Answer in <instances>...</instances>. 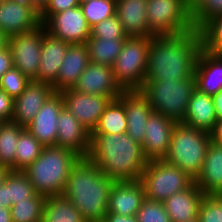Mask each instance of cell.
<instances>
[{"mask_svg": "<svg viewBox=\"0 0 222 222\" xmlns=\"http://www.w3.org/2000/svg\"><path fill=\"white\" fill-rule=\"evenodd\" d=\"M202 48L203 36L196 29L173 36H152L145 81L195 79L196 61Z\"/></svg>", "mask_w": 222, "mask_h": 222, "instance_id": "obj_1", "label": "cell"}, {"mask_svg": "<svg viewBox=\"0 0 222 222\" xmlns=\"http://www.w3.org/2000/svg\"><path fill=\"white\" fill-rule=\"evenodd\" d=\"M88 158L115 182L140 181L149 161L127 133L91 134Z\"/></svg>", "mask_w": 222, "mask_h": 222, "instance_id": "obj_2", "label": "cell"}, {"mask_svg": "<svg viewBox=\"0 0 222 222\" xmlns=\"http://www.w3.org/2000/svg\"><path fill=\"white\" fill-rule=\"evenodd\" d=\"M114 183L88 157H80L71 168L62 195L80 211L86 222H102Z\"/></svg>", "mask_w": 222, "mask_h": 222, "instance_id": "obj_3", "label": "cell"}, {"mask_svg": "<svg viewBox=\"0 0 222 222\" xmlns=\"http://www.w3.org/2000/svg\"><path fill=\"white\" fill-rule=\"evenodd\" d=\"M80 156L60 146H45L39 157L23 172L37 194L62 195L72 166Z\"/></svg>", "mask_w": 222, "mask_h": 222, "instance_id": "obj_4", "label": "cell"}, {"mask_svg": "<svg viewBox=\"0 0 222 222\" xmlns=\"http://www.w3.org/2000/svg\"><path fill=\"white\" fill-rule=\"evenodd\" d=\"M209 132L176 123L172 131L168 153L163 159L187 173L195 180L201 173L208 145Z\"/></svg>", "mask_w": 222, "mask_h": 222, "instance_id": "obj_5", "label": "cell"}, {"mask_svg": "<svg viewBox=\"0 0 222 222\" xmlns=\"http://www.w3.org/2000/svg\"><path fill=\"white\" fill-rule=\"evenodd\" d=\"M196 90L195 79L179 81H145L140 91L147 97L152 110L177 123L183 121L188 103Z\"/></svg>", "mask_w": 222, "mask_h": 222, "instance_id": "obj_6", "label": "cell"}, {"mask_svg": "<svg viewBox=\"0 0 222 222\" xmlns=\"http://www.w3.org/2000/svg\"><path fill=\"white\" fill-rule=\"evenodd\" d=\"M151 37L130 36L125 39L112 69L123 90H140L147 72Z\"/></svg>", "mask_w": 222, "mask_h": 222, "instance_id": "obj_7", "label": "cell"}, {"mask_svg": "<svg viewBox=\"0 0 222 222\" xmlns=\"http://www.w3.org/2000/svg\"><path fill=\"white\" fill-rule=\"evenodd\" d=\"M149 37L173 36L194 30L190 0H147Z\"/></svg>", "mask_w": 222, "mask_h": 222, "instance_id": "obj_8", "label": "cell"}, {"mask_svg": "<svg viewBox=\"0 0 222 222\" xmlns=\"http://www.w3.org/2000/svg\"><path fill=\"white\" fill-rule=\"evenodd\" d=\"M140 181L144 185L145 198L161 202L194 183L187 173L163 159L148 161Z\"/></svg>", "mask_w": 222, "mask_h": 222, "instance_id": "obj_9", "label": "cell"}, {"mask_svg": "<svg viewBox=\"0 0 222 222\" xmlns=\"http://www.w3.org/2000/svg\"><path fill=\"white\" fill-rule=\"evenodd\" d=\"M44 28L41 23L33 30L12 35L9 40L13 66L31 81L37 78L39 71Z\"/></svg>", "mask_w": 222, "mask_h": 222, "instance_id": "obj_10", "label": "cell"}, {"mask_svg": "<svg viewBox=\"0 0 222 222\" xmlns=\"http://www.w3.org/2000/svg\"><path fill=\"white\" fill-rule=\"evenodd\" d=\"M44 25L47 32L69 44L86 43L91 36L80 6L53 14Z\"/></svg>", "mask_w": 222, "mask_h": 222, "instance_id": "obj_11", "label": "cell"}, {"mask_svg": "<svg viewBox=\"0 0 222 222\" xmlns=\"http://www.w3.org/2000/svg\"><path fill=\"white\" fill-rule=\"evenodd\" d=\"M61 94L64 98V106L90 133L95 129L106 106L112 100L108 96L79 93L72 88L62 90Z\"/></svg>", "mask_w": 222, "mask_h": 222, "instance_id": "obj_12", "label": "cell"}, {"mask_svg": "<svg viewBox=\"0 0 222 222\" xmlns=\"http://www.w3.org/2000/svg\"><path fill=\"white\" fill-rule=\"evenodd\" d=\"M72 89L83 94L108 96L112 100L124 91L115 80L112 67L91 62Z\"/></svg>", "mask_w": 222, "mask_h": 222, "instance_id": "obj_13", "label": "cell"}, {"mask_svg": "<svg viewBox=\"0 0 222 222\" xmlns=\"http://www.w3.org/2000/svg\"><path fill=\"white\" fill-rule=\"evenodd\" d=\"M176 123L173 119L156 112L149 116L141 144L144 155L149 161L165 158Z\"/></svg>", "mask_w": 222, "mask_h": 222, "instance_id": "obj_14", "label": "cell"}, {"mask_svg": "<svg viewBox=\"0 0 222 222\" xmlns=\"http://www.w3.org/2000/svg\"><path fill=\"white\" fill-rule=\"evenodd\" d=\"M63 106V95L54 92L25 127L44 147L56 145L58 117Z\"/></svg>", "mask_w": 222, "mask_h": 222, "instance_id": "obj_15", "label": "cell"}, {"mask_svg": "<svg viewBox=\"0 0 222 222\" xmlns=\"http://www.w3.org/2000/svg\"><path fill=\"white\" fill-rule=\"evenodd\" d=\"M55 92L51 84L30 81L25 90L14 99L11 121L23 127L29 125L47 99Z\"/></svg>", "mask_w": 222, "mask_h": 222, "instance_id": "obj_16", "label": "cell"}, {"mask_svg": "<svg viewBox=\"0 0 222 222\" xmlns=\"http://www.w3.org/2000/svg\"><path fill=\"white\" fill-rule=\"evenodd\" d=\"M56 146L70 149L80 157H88L91 133L63 106L58 117Z\"/></svg>", "mask_w": 222, "mask_h": 222, "instance_id": "obj_17", "label": "cell"}, {"mask_svg": "<svg viewBox=\"0 0 222 222\" xmlns=\"http://www.w3.org/2000/svg\"><path fill=\"white\" fill-rule=\"evenodd\" d=\"M118 99L126 112V133L142 144L149 116L154 112L147 97L140 90H124Z\"/></svg>", "mask_w": 222, "mask_h": 222, "instance_id": "obj_18", "label": "cell"}, {"mask_svg": "<svg viewBox=\"0 0 222 222\" xmlns=\"http://www.w3.org/2000/svg\"><path fill=\"white\" fill-rule=\"evenodd\" d=\"M40 10L4 0L0 3V30L9 37L35 29L41 24Z\"/></svg>", "mask_w": 222, "mask_h": 222, "instance_id": "obj_19", "label": "cell"}, {"mask_svg": "<svg viewBox=\"0 0 222 222\" xmlns=\"http://www.w3.org/2000/svg\"><path fill=\"white\" fill-rule=\"evenodd\" d=\"M145 199L141 181L115 182L109 193L107 213L136 215Z\"/></svg>", "mask_w": 222, "mask_h": 222, "instance_id": "obj_20", "label": "cell"}, {"mask_svg": "<svg viewBox=\"0 0 222 222\" xmlns=\"http://www.w3.org/2000/svg\"><path fill=\"white\" fill-rule=\"evenodd\" d=\"M69 43L43 29V42L37 78L34 81L53 85L58 77Z\"/></svg>", "mask_w": 222, "mask_h": 222, "instance_id": "obj_21", "label": "cell"}, {"mask_svg": "<svg viewBox=\"0 0 222 222\" xmlns=\"http://www.w3.org/2000/svg\"><path fill=\"white\" fill-rule=\"evenodd\" d=\"M194 78L196 89L213 96L222 89V56L202 48L199 52Z\"/></svg>", "mask_w": 222, "mask_h": 222, "instance_id": "obj_22", "label": "cell"}, {"mask_svg": "<svg viewBox=\"0 0 222 222\" xmlns=\"http://www.w3.org/2000/svg\"><path fill=\"white\" fill-rule=\"evenodd\" d=\"M204 195L194 182L189 188L171 195L162 203L171 222H193L198 219V210Z\"/></svg>", "mask_w": 222, "mask_h": 222, "instance_id": "obj_23", "label": "cell"}, {"mask_svg": "<svg viewBox=\"0 0 222 222\" xmlns=\"http://www.w3.org/2000/svg\"><path fill=\"white\" fill-rule=\"evenodd\" d=\"M89 63L86 43L70 44L59 69L57 80L52 85L55 92L73 88Z\"/></svg>", "mask_w": 222, "mask_h": 222, "instance_id": "obj_24", "label": "cell"}, {"mask_svg": "<svg viewBox=\"0 0 222 222\" xmlns=\"http://www.w3.org/2000/svg\"><path fill=\"white\" fill-rule=\"evenodd\" d=\"M146 6L147 0H116V15L128 37H149Z\"/></svg>", "mask_w": 222, "mask_h": 222, "instance_id": "obj_25", "label": "cell"}, {"mask_svg": "<svg viewBox=\"0 0 222 222\" xmlns=\"http://www.w3.org/2000/svg\"><path fill=\"white\" fill-rule=\"evenodd\" d=\"M194 182L205 195L222 193V144L210 142L201 173Z\"/></svg>", "mask_w": 222, "mask_h": 222, "instance_id": "obj_26", "label": "cell"}, {"mask_svg": "<svg viewBox=\"0 0 222 222\" xmlns=\"http://www.w3.org/2000/svg\"><path fill=\"white\" fill-rule=\"evenodd\" d=\"M216 121L212 96L196 89L189 100L187 113L181 123L210 133Z\"/></svg>", "mask_w": 222, "mask_h": 222, "instance_id": "obj_27", "label": "cell"}, {"mask_svg": "<svg viewBox=\"0 0 222 222\" xmlns=\"http://www.w3.org/2000/svg\"><path fill=\"white\" fill-rule=\"evenodd\" d=\"M42 222H86L80 211L63 195L47 196Z\"/></svg>", "mask_w": 222, "mask_h": 222, "instance_id": "obj_28", "label": "cell"}, {"mask_svg": "<svg viewBox=\"0 0 222 222\" xmlns=\"http://www.w3.org/2000/svg\"><path fill=\"white\" fill-rule=\"evenodd\" d=\"M124 104L117 98L111 100L91 134H124L127 130Z\"/></svg>", "mask_w": 222, "mask_h": 222, "instance_id": "obj_29", "label": "cell"}, {"mask_svg": "<svg viewBox=\"0 0 222 222\" xmlns=\"http://www.w3.org/2000/svg\"><path fill=\"white\" fill-rule=\"evenodd\" d=\"M125 39H97L89 38L86 41L91 63L113 67Z\"/></svg>", "mask_w": 222, "mask_h": 222, "instance_id": "obj_30", "label": "cell"}, {"mask_svg": "<svg viewBox=\"0 0 222 222\" xmlns=\"http://www.w3.org/2000/svg\"><path fill=\"white\" fill-rule=\"evenodd\" d=\"M25 127L13 121H4L0 126V165L15 171V151L21 132Z\"/></svg>", "mask_w": 222, "mask_h": 222, "instance_id": "obj_31", "label": "cell"}, {"mask_svg": "<svg viewBox=\"0 0 222 222\" xmlns=\"http://www.w3.org/2000/svg\"><path fill=\"white\" fill-rule=\"evenodd\" d=\"M15 151V171H24L41 154L44 146L25 128L19 137Z\"/></svg>", "mask_w": 222, "mask_h": 222, "instance_id": "obj_32", "label": "cell"}, {"mask_svg": "<svg viewBox=\"0 0 222 222\" xmlns=\"http://www.w3.org/2000/svg\"><path fill=\"white\" fill-rule=\"evenodd\" d=\"M217 16H222V0H190V19L194 29L200 31Z\"/></svg>", "mask_w": 222, "mask_h": 222, "instance_id": "obj_33", "label": "cell"}, {"mask_svg": "<svg viewBox=\"0 0 222 222\" xmlns=\"http://www.w3.org/2000/svg\"><path fill=\"white\" fill-rule=\"evenodd\" d=\"M7 195L12 205L17 202L33 199L37 193L23 171H9L7 174Z\"/></svg>", "mask_w": 222, "mask_h": 222, "instance_id": "obj_34", "label": "cell"}, {"mask_svg": "<svg viewBox=\"0 0 222 222\" xmlns=\"http://www.w3.org/2000/svg\"><path fill=\"white\" fill-rule=\"evenodd\" d=\"M46 197L37 194L33 199L17 202L11 206L12 222H42Z\"/></svg>", "mask_w": 222, "mask_h": 222, "instance_id": "obj_35", "label": "cell"}, {"mask_svg": "<svg viewBox=\"0 0 222 222\" xmlns=\"http://www.w3.org/2000/svg\"><path fill=\"white\" fill-rule=\"evenodd\" d=\"M80 7L90 28L116 15V0H87Z\"/></svg>", "mask_w": 222, "mask_h": 222, "instance_id": "obj_36", "label": "cell"}, {"mask_svg": "<svg viewBox=\"0 0 222 222\" xmlns=\"http://www.w3.org/2000/svg\"><path fill=\"white\" fill-rule=\"evenodd\" d=\"M203 48L215 54L222 55V16L209 21L201 30Z\"/></svg>", "mask_w": 222, "mask_h": 222, "instance_id": "obj_37", "label": "cell"}, {"mask_svg": "<svg viewBox=\"0 0 222 222\" xmlns=\"http://www.w3.org/2000/svg\"><path fill=\"white\" fill-rule=\"evenodd\" d=\"M128 35L125 33L123 26L117 15H113L91 28L90 38L97 39H126Z\"/></svg>", "mask_w": 222, "mask_h": 222, "instance_id": "obj_38", "label": "cell"}, {"mask_svg": "<svg viewBox=\"0 0 222 222\" xmlns=\"http://www.w3.org/2000/svg\"><path fill=\"white\" fill-rule=\"evenodd\" d=\"M30 81L20 70L13 66L0 77V89L14 100L25 90Z\"/></svg>", "mask_w": 222, "mask_h": 222, "instance_id": "obj_39", "label": "cell"}, {"mask_svg": "<svg viewBox=\"0 0 222 222\" xmlns=\"http://www.w3.org/2000/svg\"><path fill=\"white\" fill-rule=\"evenodd\" d=\"M138 222H171L161 201L145 198L136 213Z\"/></svg>", "mask_w": 222, "mask_h": 222, "instance_id": "obj_40", "label": "cell"}, {"mask_svg": "<svg viewBox=\"0 0 222 222\" xmlns=\"http://www.w3.org/2000/svg\"><path fill=\"white\" fill-rule=\"evenodd\" d=\"M198 222H222L221 195H204L198 210Z\"/></svg>", "mask_w": 222, "mask_h": 222, "instance_id": "obj_41", "label": "cell"}, {"mask_svg": "<svg viewBox=\"0 0 222 222\" xmlns=\"http://www.w3.org/2000/svg\"><path fill=\"white\" fill-rule=\"evenodd\" d=\"M78 6H80L79 0H49L40 12V22L44 24L53 14Z\"/></svg>", "mask_w": 222, "mask_h": 222, "instance_id": "obj_42", "label": "cell"}, {"mask_svg": "<svg viewBox=\"0 0 222 222\" xmlns=\"http://www.w3.org/2000/svg\"><path fill=\"white\" fill-rule=\"evenodd\" d=\"M14 100L0 89V118L3 121H11L13 117Z\"/></svg>", "mask_w": 222, "mask_h": 222, "instance_id": "obj_43", "label": "cell"}, {"mask_svg": "<svg viewBox=\"0 0 222 222\" xmlns=\"http://www.w3.org/2000/svg\"><path fill=\"white\" fill-rule=\"evenodd\" d=\"M13 67V58L9 48L0 50V77Z\"/></svg>", "mask_w": 222, "mask_h": 222, "instance_id": "obj_44", "label": "cell"}, {"mask_svg": "<svg viewBox=\"0 0 222 222\" xmlns=\"http://www.w3.org/2000/svg\"><path fill=\"white\" fill-rule=\"evenodd\" d=\"M102 222H138L136 215L106 213Z\"/></svg>", "mask_w": 222, "mask_h": 222, "instance_id": "obj_45", "label": "cell"}, {"mask_svg": "<svg viewBox=\"0 0 222 222\" xmlns=\"http://www.w3.org/2000/svg\"><path fill=\"white\" fill-rule=\"evenodd\" d=\"M0 206L3 208H11L12 201H8L7 195V175L4 182L0 185Z\"/></svg>", "mask_w": 222, "mask_h": 222, "instance_id": "obj_46", "label": "cell"}, {"mask_svg": "<svg viewBox=\"0 0 222 222\" xmlns=\"http://www.w3.org/2000/svg\"><path fill=\"white\" fill-rule=\"evenodd\" d=\"M211 140L222 144V119L215 122L214 129L210 132Z\"/></svg>", "mask_w": 222, "mask_h": 222, "instance_id": "obj_47", "label": "cell"}, {"mask_svg": "<svg viewBox=\"0 0 222 222\" xmlns=\"http://www.w3.org/2000/svg\"><path fill=\"white\" fill-rule=\"evenodd\" d=\"M217 120L222 119V89L212 96Z\"/></svg>", "mask_w": 222, "mask_h": 222, "instance_id": "obj_48", "label": "cell"}, {"mask_svg": "<svg viewBox=\"0 0 222 222\" xmlns=\"http://www.w3.org/2000/svg\"><path fill=\"white\" fill-rule=\"evenodd\" d=\"M0 222H12L11 209L0 206Z\"/></svg>", "mask_w": 222, "mask_h": 222, "instance_id": "obj_49", "label": "cell"}, {"mask_svg": "<svg viewBox=\"0 0 222 222\" xmlns=\"http://www.w3.org/2000/svg\"><path fill=\"white\" fill-rule=\"evenodd\" d=\"M10 37L0 30V50L8 48Z\"/></svg>", "mask_w": 222, "mask_h": 222, "instance_id": "obj_50", "label": "cell"}, {"mask_svg": "<svg viewBox=\"0 0 222 222\" xmlns=\"http://www.w3.org/2000/svg\"><path fill=\"white\" fill-rule=\"evenodd\" d=\"M10 171L9 168H7L4 165H0V185L4 182L6 175Z\"/></svg>", "mask_w": 222, "mask_h": 222, "instance_id": "obj_51", "label": "cell"}, {"mask_svg": "<svg viewBox=\"0 0 222 222\" xmlns=\"http://www.w3.org/2000/svg\"><path fill=\"white\" fill-rule=\"evenodd\" d=\"M49 0H32L33 4L42 11L44 7L47 5Z\"/></svg>", "mask_w": 222, "mask_h": 222, "instance_id": "obj_52", "label": "cell"}, {"mask_svg": "<svg viewBox=\"0 0 222 222\" xmlns=\"http://www.w3.org/2000/svg\"><path fill=\"white\" fill-rule=\"evenodd\" d=\"M12 3H17L24 6H35L32 2V0H6Z\"/></svg>", "mask_w": 222, "mask_h": 222, "instance_id": "obj_53", "label": "cell"}, {"mask_svg": "<svg viewBox=\"0 0 222 222\" xmlns=\"http://www.w3.org/2000/svg\"><path fill=\"white\" fill-rule=\"evenodd\" d=\"M4 121L0 118V126H1V124L3 123Z\"/></svg>", "mask_w": 222, "mask_h": 222, "instance_id": "obj_54", "label": "cell"}]
</instances>
